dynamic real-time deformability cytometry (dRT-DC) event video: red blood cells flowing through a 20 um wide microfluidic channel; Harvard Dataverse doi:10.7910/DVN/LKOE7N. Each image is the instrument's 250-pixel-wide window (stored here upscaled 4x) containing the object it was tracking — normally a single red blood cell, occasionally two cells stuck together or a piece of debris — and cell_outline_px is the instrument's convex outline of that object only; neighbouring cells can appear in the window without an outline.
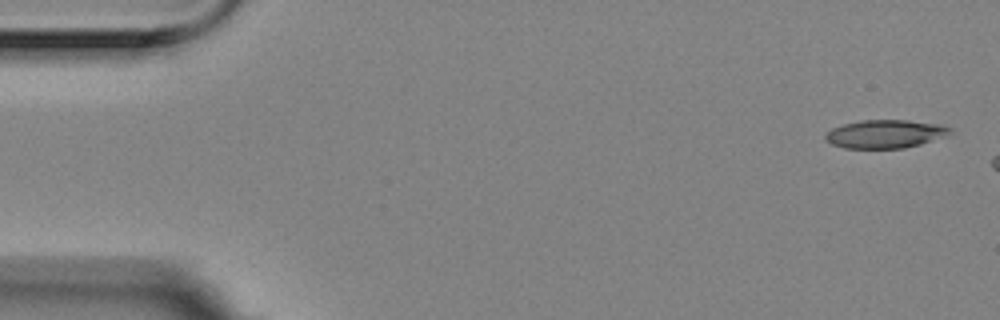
{"species": "Egyptian fruit bat (a non-hibernating species)", "species_latin": "Rousettus aegyptiacus", "temperature_condition": "room temperature", "stored_images_in_passage": 5, "camera_frame_rate_fps": 3000, "um_per_image_px": 0.085, "animal": {"sex": "female"}, "frame": {"image": 1, "passage_image": 1, "time_ms": 0.0, "image_size_px": [1000, 320], "cell_outline_px": [[952, 128], [948, 136], [920, 144], [904, 148], [844, 148], [832, 144], [824, 140], [824, 136], [832, 128], [844, 124], [860, 120], [908, 120], [940, 124]], "centroid_in_image_um": [75.25, 11.38], "position_along_channel_um": 9.7, "area_um2": 20.63}}
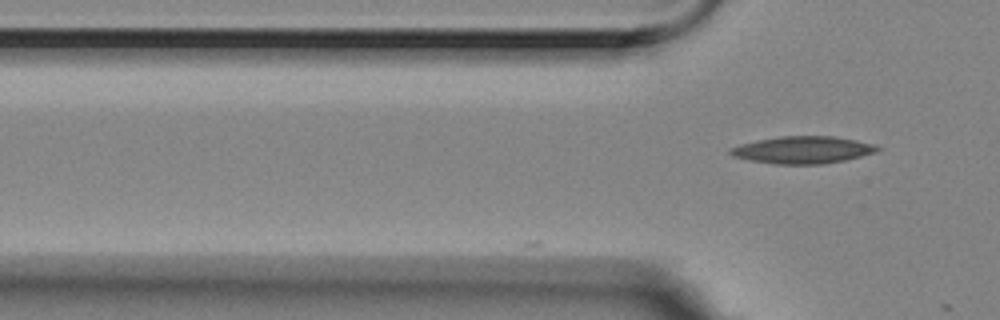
{"frame": {"image": 2, "passage_image": 5, "time_ms": 1.333, "image_size_px": [1000, 320], "cell_outline_px": [[880, 148], [876, 152], [844, 160], [824, 164], [772, 164], [748, 160], [732, 156], [728, 152], [728, 148], [740, 144], [756, 140], [780, 136], [832, 136], [856, 140], [876, 144]], "centroid_in_image_um": [68.19, 12.74], "position_along_channel_um": 57.6, "area_um2": 23.47}}